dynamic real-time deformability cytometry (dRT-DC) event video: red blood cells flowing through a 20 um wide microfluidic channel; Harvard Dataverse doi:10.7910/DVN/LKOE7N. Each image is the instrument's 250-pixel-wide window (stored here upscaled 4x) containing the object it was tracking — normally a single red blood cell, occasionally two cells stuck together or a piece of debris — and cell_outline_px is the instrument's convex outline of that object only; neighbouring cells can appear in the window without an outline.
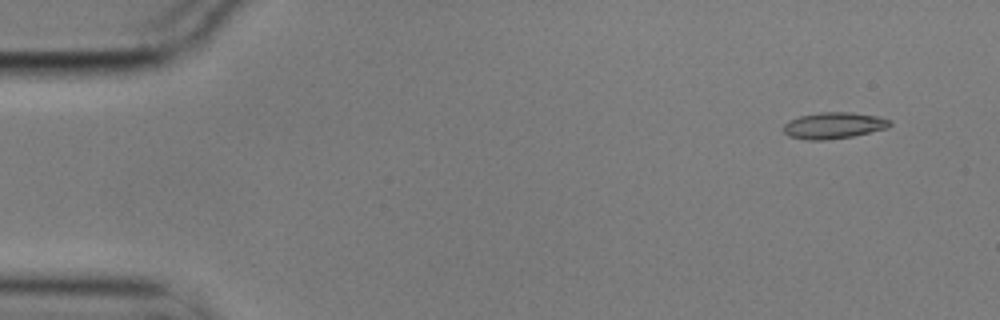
{"species": "common noctule bat (a hibernating species)", "species_latin": "Nyctalus noctula", "temperature_condition": "cold", "stored_images_in_passage": 4, "camera_frame_rate_fps": 3000, "um_per_image_px": 0.085, "animal": {"sex": "male", "body_mass_g": 17.9}, "frame": {"image": 1, "passage_image": 1, "time_ms": 0.0, "image_size_px": [1000, 320], "cell_outline_px": [[892, 124], [888, 128], [852, 136], [824, 140], [804, 140], [788, 136], [780, 128], [784, 124], [800, 116], [820, 112], [852, 112], [876, 116], [892, 120]], "centroid_in_image_um": [70.85, 10.67], "position_along_channel_um": 14.1, "area_um2": 16.42}}
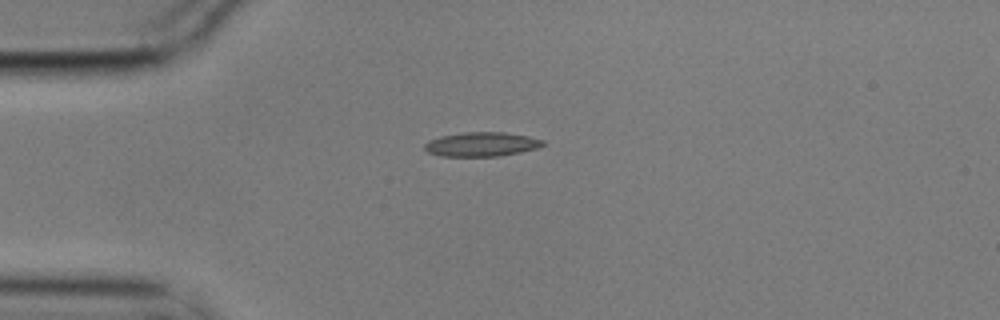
{"frame": {"image": 2, "passage_image": 3, "time_ms": 0.667, "image_size_px": [1000, 320], "cell_outline_px": [[544, 144], [536, 148], [520, 152], [496, 156], [440, 156], [428, 152], [424, 148], [424, 144], [428, 140], [440, 136], [464, 132], [504, 132], [528, 136], [544, 140]], "centroid_in_image_um": [40.9, 12.25], "position_along_channel_um": 44.1, "area_um2": 16.65}}